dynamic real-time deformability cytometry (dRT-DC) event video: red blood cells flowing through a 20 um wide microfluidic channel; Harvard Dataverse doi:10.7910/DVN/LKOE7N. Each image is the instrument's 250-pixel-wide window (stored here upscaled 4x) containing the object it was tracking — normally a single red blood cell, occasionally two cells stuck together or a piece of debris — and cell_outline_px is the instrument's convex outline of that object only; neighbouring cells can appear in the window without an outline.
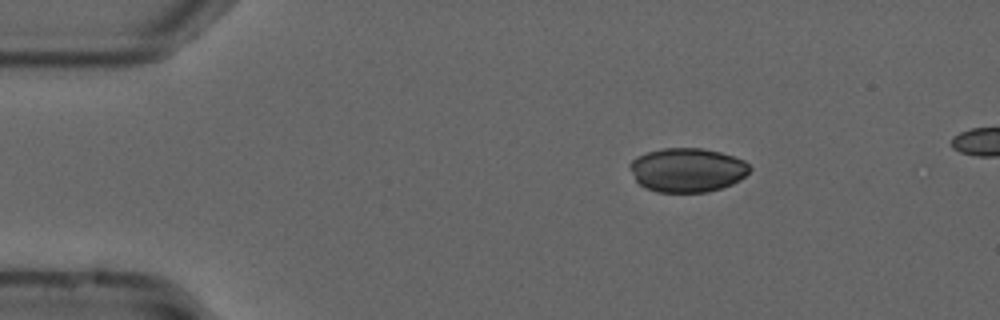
{"species": "common noctule bat (a hibernating species)", "species_latin": "Nyctalus noctula", "temperature_condition": "cold", "stored_images_in_passage": 34, "camera_frame_rate_fps": 3000, "um_per_image_px": 0.085, "animal": {"sex": "male", "forearm_length_mm": 52.5}, "frame": {"image": 1, "passage_image": 1, "time_ms": 0.0, "image_size_px": [1000, 320], "cell_outline_px": [[752, 168], [740, 180], [732, 184], [708, 192], [656, 192], [644, 188], [636, 180], [628, 168], [628, 164], [636, 156], [648, 152], [664, 148], [700, 148], [720, 152], [744, 160]], "centroid_in_image_um": [58.39, 14.45], "position_along_channel_um": 26.6, "area_um2": 30.87}}
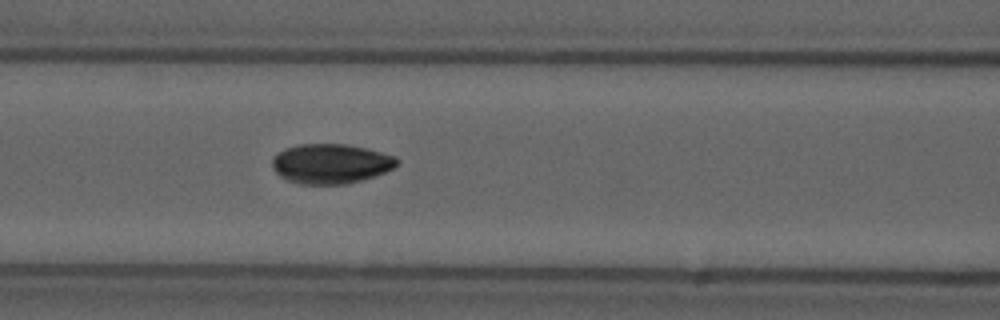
{"frame": {"image": 2, "passage_image": 15, "time_ms": 4.667, "image_size_px": [1000, 320], "cell_outline_px": [[400, 164], [376, 176], [364, 180], [348, 184], [300, 184], [288, 180], [280, 176], [272, 168], [272, 156], [284, 148], [296, 144], [348, 144], [368, 148], [396, 156], [400, 160]], "centroid_in_image_um": [28.13, 13.9], "position_along_channel_um": 138.5, "area_um2": 29.42}}
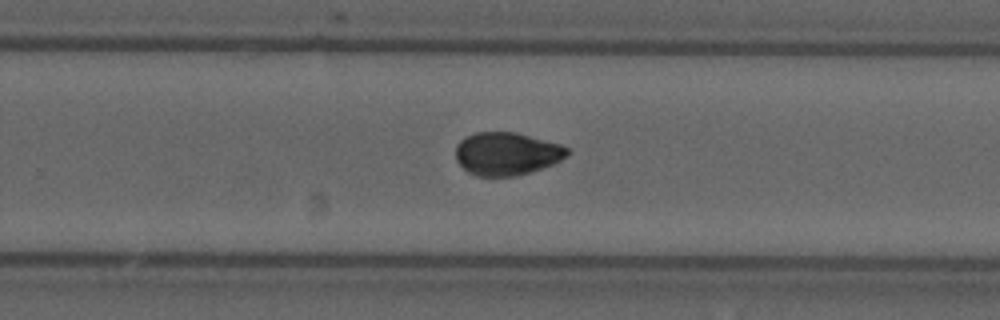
{"frame": {"image": 3, "passage_image": 27, "time_ms": 8.667, "image_size_px": [1000, 320], "cell_outline_px": [[568, 156], [556, 164], [532, 172], [516, 176], [476, 176], [468, 172], [456, 160], [456, 144], [464, 136], [476, 132], [516, 132], [560, 144], [568, 148]], "centroid_in_image_um": [43.08, 13.07], "position_along_channel_um": 286.7, "area_um2": 28.26}, "authors_computed_cell_mechanics": {"area_um2": 29.2757, "velocity_mm_per_s": 3.7206, "shape_relaxation_time_tau1_ms": null, "shape_relaxation_time_tau2_ms": 1.4619, "deformation_change_tau1": null, "deformation_change_tau2": 0.0361}}